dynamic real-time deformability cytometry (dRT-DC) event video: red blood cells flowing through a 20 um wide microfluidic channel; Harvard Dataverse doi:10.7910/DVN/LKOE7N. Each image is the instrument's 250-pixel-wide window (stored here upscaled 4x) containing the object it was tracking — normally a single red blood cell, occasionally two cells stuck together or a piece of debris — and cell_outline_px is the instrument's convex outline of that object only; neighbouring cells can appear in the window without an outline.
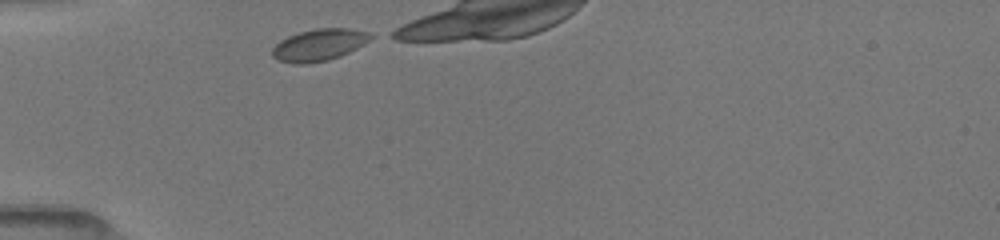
{"species": "common noctule bat (a hibernating species)", "species_latin": "Nyctalus noctula", "temperature_condition": "room temperature", "stored_images_in_passage": 8, "camera_frame_rate_fps": 3000, "um_per_image_px": 0.085, "animal": {"sex": "female", "body_mass_g": 19.5, "forearm_length_mm": 54.1}, "frame": {"image": 1, "passage_image": 1, "time_ms": 0.0, "image_size_px": [1000, 240], "cell_outline_px": [[376, 36], [364, 44], [340, 56], [328, 60], [304, 64], [292, 64], [276, 60], [272, 56], [272, 48], [280, 40], [288, 36], [300, 32], [316, 28], [348, 28], [368, 32]], "centroid_in_image_um": [27.11, 3.82], "position_along_channel_um": 57.9, "area_um2": 18.38}}
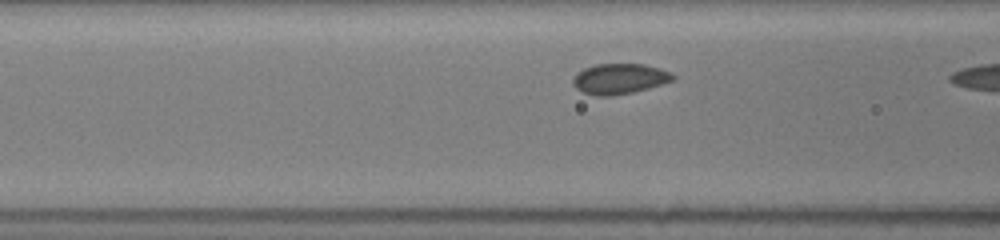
{"frame": {"image": 2, "passage_image": 6, "time_ms": 1.667, "image_size_px": [1000, 240], "cell_outline_px": [[676, 76], [672, 80], [648, 88], [632, 92], [612, 96], [596, 96], [584, 92], [576, 88], [572, 84], [572, 80], [576, 72], [584, 68], [596, 64], [644, 64], [660, 68]], "centroid_in_image_um": [52.61, 6.69], "position_along_channel_um": 114.0, "area_um2": 17.63}}